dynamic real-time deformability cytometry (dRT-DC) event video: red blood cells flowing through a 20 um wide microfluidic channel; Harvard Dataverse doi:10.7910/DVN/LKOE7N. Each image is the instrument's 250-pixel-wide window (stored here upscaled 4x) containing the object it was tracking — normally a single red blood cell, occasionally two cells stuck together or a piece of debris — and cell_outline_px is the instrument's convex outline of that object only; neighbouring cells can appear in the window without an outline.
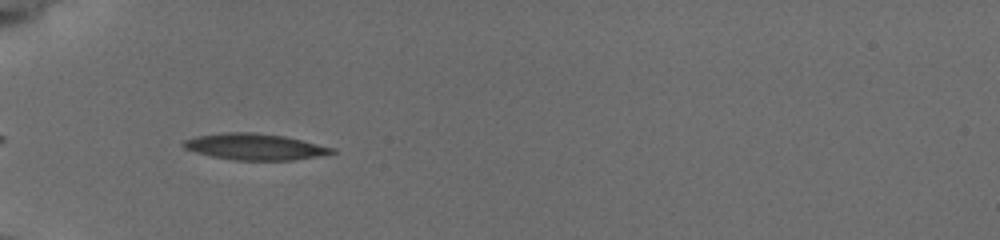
{"species": "common noctule bat (a hibernating species)", "species_latin": "Nyctalus noctula", "temperature_condition": "cold", "stored_images_in_passage": 39, "camera_frame_rate_fps": 3000, "um_per_image_px": 0.085, "animal": {"sex": "female", "body_mass_g": 19.5, "forearm_length_mm": 54.1}, "frame": {"image": 1, "passage_image": 3, "time_ms": 0.667, "image_size_px": [1000, 240], "cell_outline_px": [[336, 152], [316, 156], [292, 160], [236, 160], [212, 156], [196, 152], [184, 148], [180, 144], [184, 140], [196, 136], [224, 132], [252, 132], [284, 136], [336, 148]], "centroid_in_image_um": [21.63, 12.46], "position_along_channel_um": 63.4, "area_um2": 22.6}}
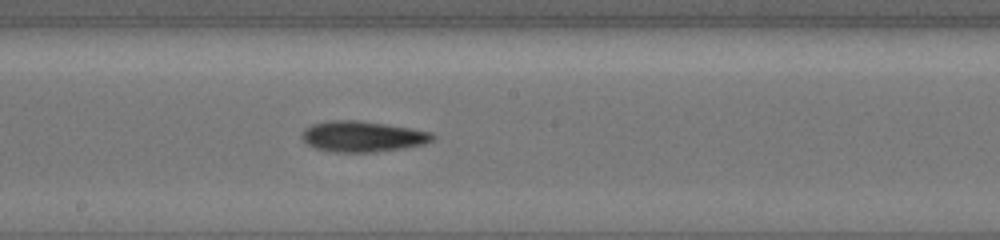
{"frame": {"image": 2, "passage_image": 16, "time_ms": 5.0, "image_size_px": [1000, 240], "cell_outline_px": [[436, 136], [432, 140], [424, 144], [404, 148], [376, 152], [332, 152], [316, 148], [308, 144], [300, 136], [304, 128], [312, 124], [332, 120], [360, 120], [432, 132]], "centroid_in_image_um": [30.8, 11.6], "position_along_channel_um": 217.4, "area_um2": 23.41}}
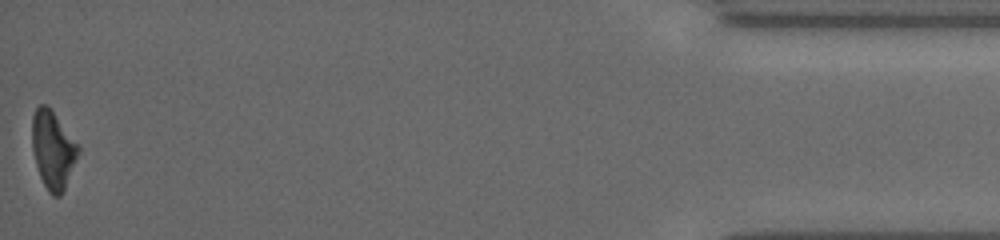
{"frame": {"image": 3, "passage_image": 39, "time_ms": 12.667, "image_size_px": [1000, 240], "cell_outline_px": [[80, 152], [64, 188], [60, 196], [52, 196], [48, 192], [40, 176], [36, 164], [32, 148], [32, 116], [36, 108], [40, 104], [48, 104], [80, 148]], "centroid_in_image_um": [4.48, 12.71], "position_along_channel_um": 430.7, "area_um2": 20.75}, "authors_computed_cell_mechanics": {"area_um2": 22.0218, "velocity_mm_per_s": 3.7895, "shape_relaxation_time_tau1_ms": 4.1711, "shape_relaxation_time_tau2_ms": null, "deformation_change_tau1": 0.1369, "deformation_change_tau2": null}}